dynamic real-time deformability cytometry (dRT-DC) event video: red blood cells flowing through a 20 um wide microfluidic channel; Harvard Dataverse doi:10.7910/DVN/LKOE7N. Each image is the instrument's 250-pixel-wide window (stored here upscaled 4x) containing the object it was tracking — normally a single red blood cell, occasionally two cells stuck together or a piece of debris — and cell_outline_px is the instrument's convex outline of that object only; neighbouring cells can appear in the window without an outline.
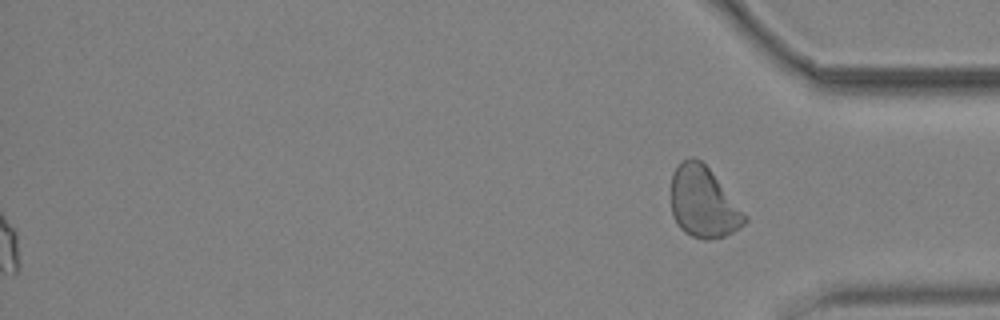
{"species": "common noctule bat (a hibernating species)", "species_latin": "Nyctalus noctula", "temperature_condition": "cold", "stored_images_in_passage": 47, "segment_of_instrument_passage": [2, 2], "camera_frame_rate_fps": 3000, "um_per_image_px": 0.085, "animal": {"sex": "male", "body_mass_g": 19.2, "forearm_length_mm": 51.8}, "frame": {"image": 1, "passage_image": 47, "time_ms": 15.333, "image_size_px": [1000, 320], "cell_outline_px": [[748, 220], [740, 228], [724, 236], [708, 240], [704, 240], [692, 236], [684, 232], [676, 224], [672, 216], [672, 172], [680, 160], [692, 156], [700, 160], [708, 168], [748, 216]], "centroid_in_image_um": [59.77, 17.2], "position_along_channel_um": 375.4, "area_um2": 30.52}}